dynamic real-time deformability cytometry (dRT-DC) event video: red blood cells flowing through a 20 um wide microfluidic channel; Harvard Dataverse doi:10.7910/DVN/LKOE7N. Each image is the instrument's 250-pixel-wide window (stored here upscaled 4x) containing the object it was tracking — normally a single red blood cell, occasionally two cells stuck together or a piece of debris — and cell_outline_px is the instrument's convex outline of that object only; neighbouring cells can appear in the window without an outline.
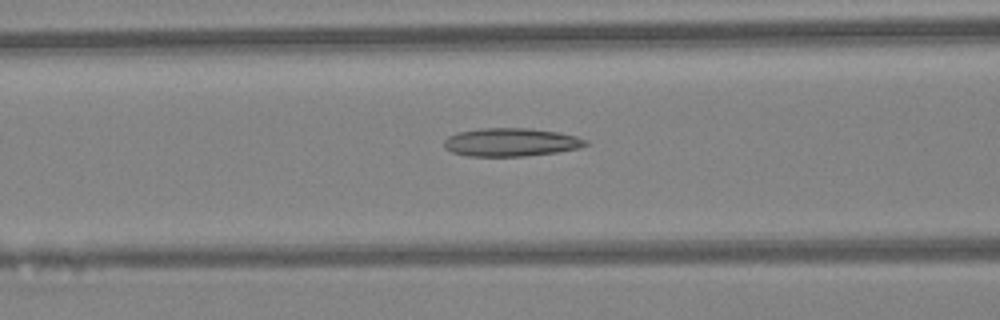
{"species": "Egyptian fruit bat (a non-hibernating species)", "species_latin": "Rousettus aegyptiacus", "temperature_condition": "warm", "stored_images_in_passage": 44, "camera_frame_rate_fps": 3000, "um_per_image_px": 0.085, "animal": {"sex": "female"}, "frame": {"image": 1, "passage_image": 18, "time_ms": 5.667, "image_size_px": [1000, 320], "cell_outline_px": [[588, 144], [580, 148], [556, 152], [524, 156], [468, 156], [452, 152], [444, 148], [444, 140], [448, 136], [460, 132], [480, 128], [528, 128], [556, 132], [576, 136], [588, 140]], "centroid_in_image_um": [43.43, 12.09], "position_along_channel_um": 123.2, "area_um2": 23.24}}
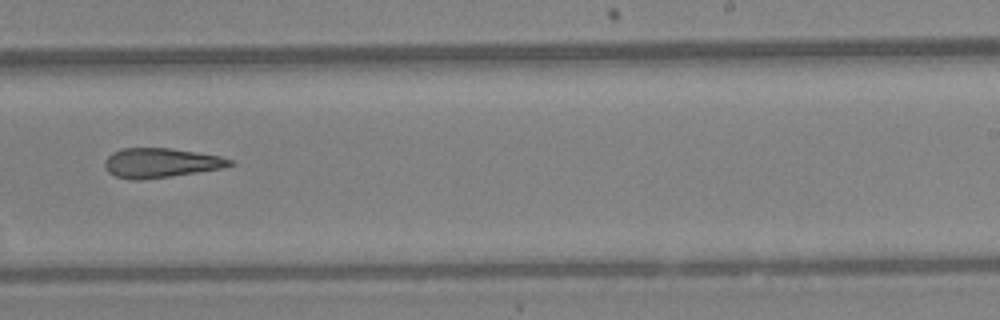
{"frame": {"image": 2, "passage_image": 28, "time_ms": 9.0, "image_size_px": [1000, 320], "cell_outline_px": [[236, 164], [220, 168], [196, 172], [168, 176], [136, 180], [132, 180], [116, 176], [108, 172], [104, 164], [104, 160], [112, 152], [120, 148], [168, 148], [196, 152], [220, 156], [232, 160]], "centroid_in_image_um": [13.63, 13.83], "position_along_channel_um": 275.4, "area_um2": 21.27}}
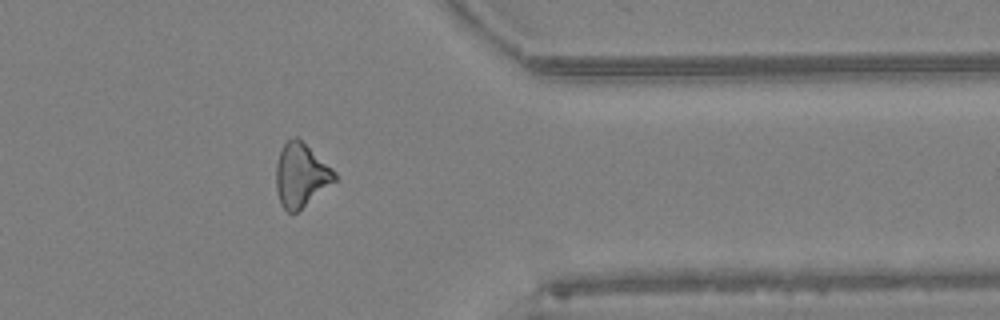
{"frame": {"image": 3, "passage_image": 36, "time_ms": 11.667, "image_size_px": [1000, 320], "cell_outline_px": [[340, 180], [296, 212], [288, 212], [280, 204], [276, 188], [276, 164], [280, 152], [284, 144], [292, 136], [296, 136], [332, 168], [336, 172]], "centroid_in_image_um": [25.61, 14.91], "position_along_channel_um": 385.8, "area_um2": 21.85}, "authors_computed_cell_mechanics": {"area_um2": 22.4264, "velocity_mm_per_s": 4.5832, "shape_relaxation_time_tau1_ms": null, "shape_relaxation_time_tau2_ms": 5.5495, "deformation_change_tau1": null, "deformation_change_tau2": 0.1886}}